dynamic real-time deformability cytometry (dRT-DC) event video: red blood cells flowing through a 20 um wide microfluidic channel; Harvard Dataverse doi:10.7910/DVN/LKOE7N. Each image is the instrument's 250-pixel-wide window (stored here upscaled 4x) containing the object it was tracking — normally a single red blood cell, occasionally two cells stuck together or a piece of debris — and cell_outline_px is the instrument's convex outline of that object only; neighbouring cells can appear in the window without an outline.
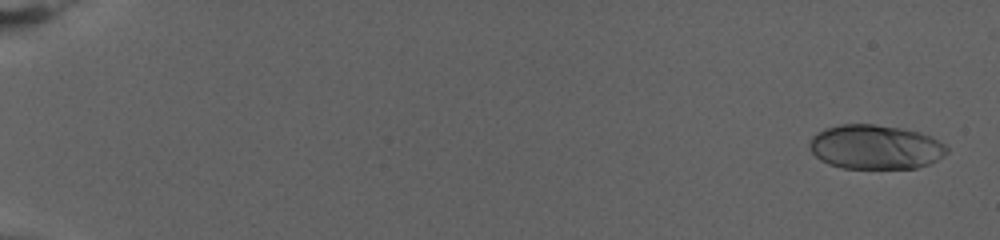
{"species": "human", "species_latin": "Homo sapiens", "temperature_condition": "warm", "stored_images_in_passage": 77, "camera_frame_rate_fps": 3000, "um_per_image_px": 0.085, "donor": {"sex": "female"}, "frame": {"image": 1, "passage_image": 3, "time_ms": 0.667, "image_size_px": [1000, 240], "cell_outline_px": [[948, 152], [936, 160], [928, 164], [916, 168], [844, 168], [828, 164], [820, 160], [812, 152], [808, 144], [812, 136], [828, 128], [840, 124], [876, 124], [900, 128], [916, 132], [928, 136], [944, 144], [948, 148]], "centroid_in_image_um": [74.38, 12.5], "position_along_channel_um": 10.6, "area_um2": 35.14}}
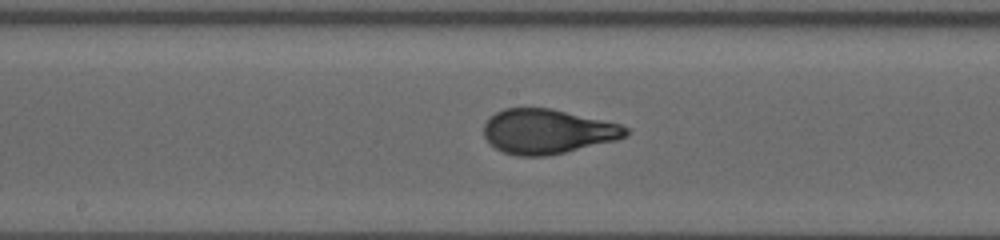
{"frame": {"image": 2, "passage_image": 44, "time_ms": 14.333, "image_size_px": [1000, 240], "cell_outline_px": [[628, 136], [616, 140], [564, 152], [544, 156], [516, 156], [504, 152], [496, 148], [484, 136], [484, 124], [496, 112], [504, 108], [552, 108], [620, 124], [628, 128]], "centroid_in_image_um": [46.54, 11.17], "position_along_channel_um": 201.7, "area_um2": 36.65}}
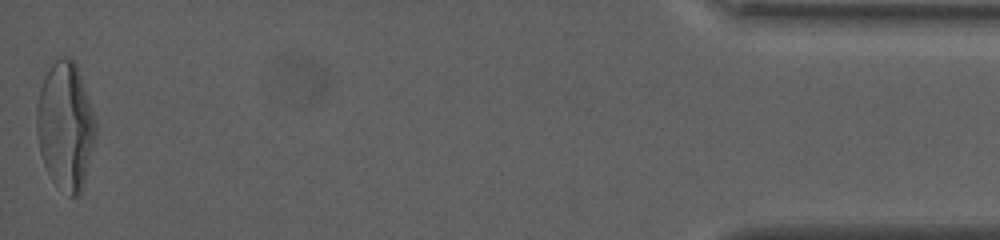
{"frame": {"image": 3, "passage_image": 77, "time_ms": 25.333, "image_size_px": [1000, 240], "cell_outline_px": [[96, 132], [84, 180], [80, 192], [76, 196], [68, 196], [52, 180], [44, 164], [40, 152], [36, 132], [36, 108], [40, 88], [44, 76], [52, 64], [56, 60], [64, 56], [68, 56], [76, 64], [96, 120]], "centroid_in_image_um": [5.54, 10.69], "position_along_channel_um": 429.7, "area_um2": 43.41}, "authors_computed_cell_mechanics": {"area_um2": 36.5296, "velocity_mm_per_s": 2.8005, "shape_relaxation_time_tau1_ms": 6.3979, "shape_relaxation_time_tau2_ms": null, "deformation_change_tau1": 0.2464, "deformation_change_tau2": null}}